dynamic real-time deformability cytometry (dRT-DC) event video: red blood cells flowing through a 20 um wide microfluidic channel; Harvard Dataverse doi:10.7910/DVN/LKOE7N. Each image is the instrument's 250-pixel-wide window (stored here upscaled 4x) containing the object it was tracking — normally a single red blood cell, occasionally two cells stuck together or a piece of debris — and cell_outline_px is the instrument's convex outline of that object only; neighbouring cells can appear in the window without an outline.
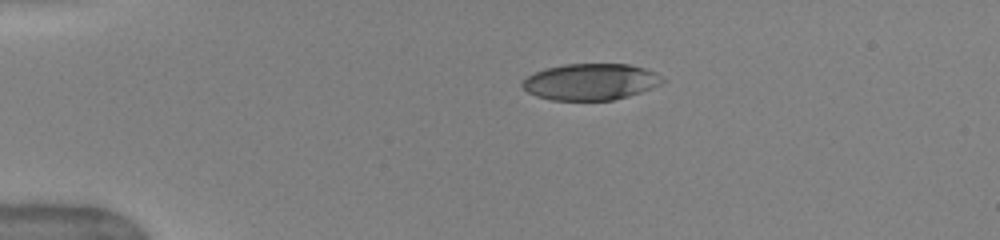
{"species": "human", "species_latin": "Homo sapiens", "temperature_condition": "warm", "stored_images_in_passage": 41, "camera_frame_rate_fps": 3000, "um_per_image_px": 0.085, "donor": {"sex": "female"}, "frame": {"image": 1, "passage_image": 1, "time_ms": 0.0, "image_size_px": [1000, 240], "cell_outline_px": [[664, 80], [660, 84], [640, 92], [628, 96], [612, 100], [552, 100], [536, 96], [528, 92], [520, 84], [528, 76], [536, 72], [548, 68], [564, 64], [628, 64], [644, 68], [656, 72]], "centroid_in_image_um": [50.19, 6.95], "position_along_channel_um": 34.8, "area_um2": 29.48}}
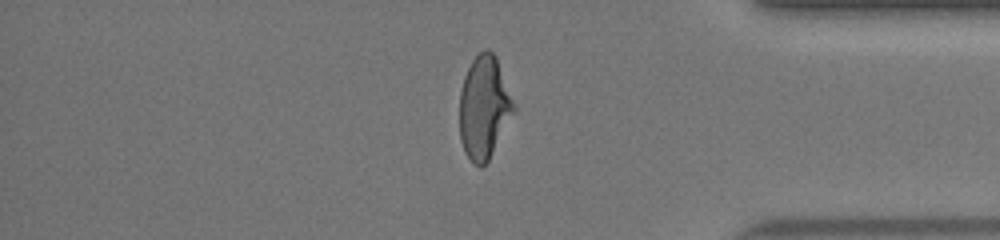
{"frame": {"image": 2, "passage_image": 33, "time_ms": 10.667, "image_size_px": [1000, 240], "cell_outline_px": [[516, 112], [488, 160], [480, 168], [472, 164], [464, 152], [460, 140], [460, 92], [464, 76], [472, 60], [480, 52], [492, 52], [496, 56], [516, 104]], "centroid_in_image_um": [41.17, 9.17], "position_along_channel_um": 394.0, "area_um2": 32.71}, "authors_computed_cell_mechanics": {"area_um2": 32.4836, "velocity_mm_per_s": 4.0349, "shape_relaxation_time_tau1_ms": 3.5645, "shape_relaxation_time_tau2_ms": 0.942, "deformation_change_tau1": 0.1948, "deformation_change_tau2": 0.0774}}